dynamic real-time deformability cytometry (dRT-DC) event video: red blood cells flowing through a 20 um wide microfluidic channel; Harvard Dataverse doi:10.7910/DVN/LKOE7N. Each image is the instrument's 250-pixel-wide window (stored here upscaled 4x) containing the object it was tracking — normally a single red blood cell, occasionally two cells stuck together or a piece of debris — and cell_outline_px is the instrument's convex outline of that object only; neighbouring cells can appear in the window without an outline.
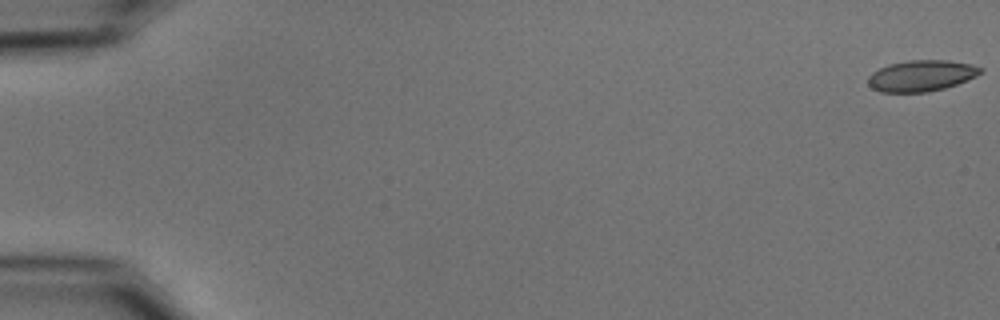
{"species": "common noctule bat (a hibernating species)", "species_latin": "Nyctalus noctula", "temperature_condition": "cold", "stored_images_in_passage": 55, "camera_frame_rate_fps": 3000, "um_per_image_px": 0.085, "animal": {"sex": "male", "body_mass_g": 15.6}, "frame": {"image": 1, "passage_image": 1, "time_ms": 0.0, "image_size_px": [1000, 320], "cell_outline_px": [[984, 68], [976, 76], [956, 84], [944, 88], [928, 92], [880, 92], [872, 88], [868, 84], [868, 76], [872, 72], [888, 64], [908, 60], [948, 60], [972, 64]], "centroid_in_image_um": [78.3, 6.43], "position_along_channel_um": 6.7, "area_um2": 20.4}}
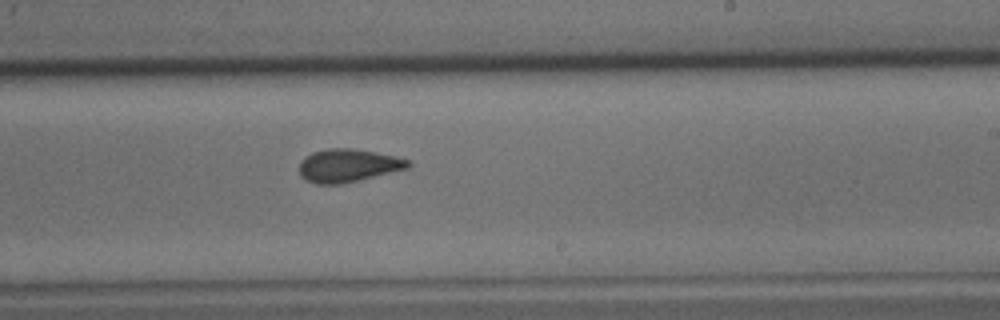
{"frame": {"image": 2, "passage_image": 34, "time_ms": 11.0, "image_size_px": [1000, 320], "cell_outline_px": [[412, 164], [408, 168], [340, 184], [316, 184], [300, 176], [300, 160], [304, 156], [312, 152], [328, 148], [352, 148], [392, 156], [408, 160]], "centroid_in_image_um": [29.53, 14.06], "position_along_channel_um": 259.5, "area_um2": 20.63}}
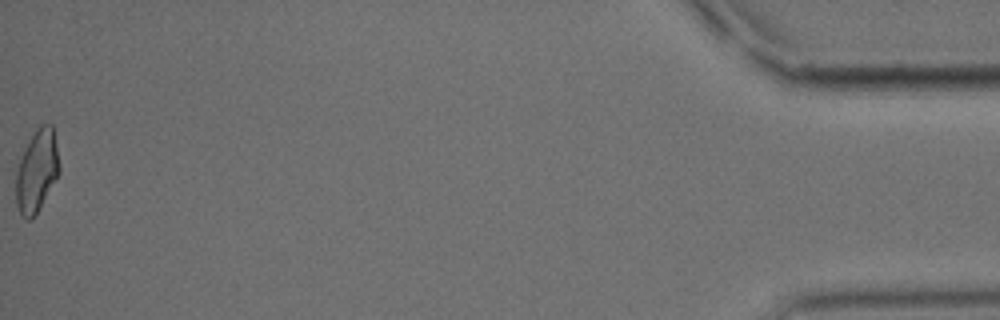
{"frame": {"image": 3, "passage_image": 55, "time_ms": 18.0, "image_size_px": [1000, 320], "cell_outline_px": [[60, 172], [32, 220], [28, 220], [20, 216], [16, 204], [16, 172], [20, 156], [24, 148], [36, 128], [40, 124], [52, 124], [60, 168]], "centroid_in_image_um": [3.1, 14.54], "position_along_channel_um": 432.1, "area_um2": 20.75}, "authors_computed_cell_mechanics": {"area_um2": 20.9236, "velocity_mm_per_s": 3.7545, "shape_relaxation_time_tau1_ms": 6.505, "shape_relaxation_time_tau2_ms": 1.8589, "deformation_change_tau1": 0.139, "deformation_change_tau2": 0.0741}}